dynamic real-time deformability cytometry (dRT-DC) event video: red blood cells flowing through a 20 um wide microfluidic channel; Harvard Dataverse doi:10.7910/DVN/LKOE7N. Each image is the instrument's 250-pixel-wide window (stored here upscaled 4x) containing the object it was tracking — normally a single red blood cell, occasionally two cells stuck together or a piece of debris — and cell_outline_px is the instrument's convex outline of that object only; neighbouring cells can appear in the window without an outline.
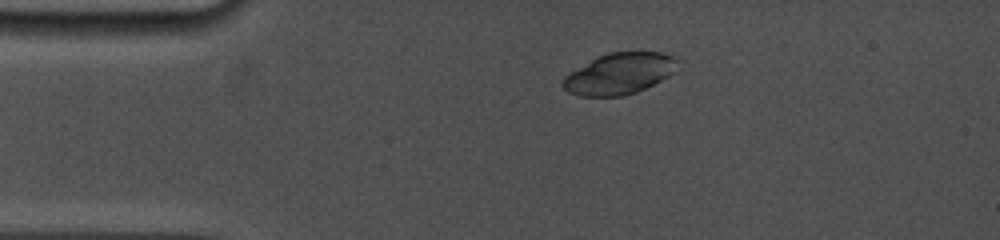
{"species": "common noctule bat (a hibernating species)", "species_latin": "Nyctalus noctula", "temperature_condition": "cold", "stored_images_in_passage": 17, "camera_frame_rate_fps": 5000, "um_per_image_px": 0.085, "animal": {"sex": "female", "body_mass_g": 19.0, "forearm_length_mm": 53.3}, "frame": {"image": 1, "passage_image": 3, "time_ms": 2.2, "image_size_px": [1000, 240], "cell_outline_px": [[684, 60], [668, 76], [636, 92], [624, 96], [580, 96], [568, 92], [560, 84], [564, 76], [596, 56], [608, 52], [660, 52], [680, 56]], "centroid_in_image_um": [52.68, 6.24], "position_along_channel_um": 32.3, "area_um2": 27.92}}